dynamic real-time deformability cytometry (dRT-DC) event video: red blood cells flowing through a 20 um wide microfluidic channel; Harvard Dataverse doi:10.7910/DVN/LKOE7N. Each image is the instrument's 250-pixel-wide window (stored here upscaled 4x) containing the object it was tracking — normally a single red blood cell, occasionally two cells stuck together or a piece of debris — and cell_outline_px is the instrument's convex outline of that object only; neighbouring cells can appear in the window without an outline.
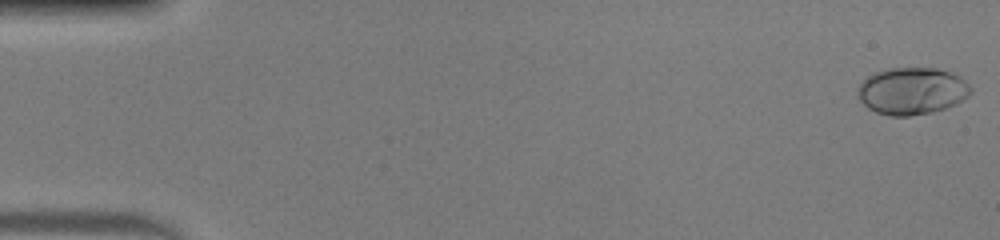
{"species": "human", "species_latin": "Homo sapiens", "temperature_condition": "warm", "stored_images_in_passage": 51, "camera_frame_rate_fps": 3000, "um_per_image_px": 0.085, "donor": {"sex": "male"}, "frame": {"image": 1, "passage_image": 1, "time_ms": 0.0, "image_size_px": [1000, 240], "cell_outline_px": [[972, 92], [964, 100], [956, 104], [932, 112], [908, 116], [888, 116], [876, 112], [868, 108], [856, 96], [856, 88], [872, 72], [888, 68], [936, 68], [952, 72], [960, 76], [972, 88]], "centroid_in_image_um": [77.5, 7.73], "position_along_channel_um": 7.5, "area_um2": 31.39}}
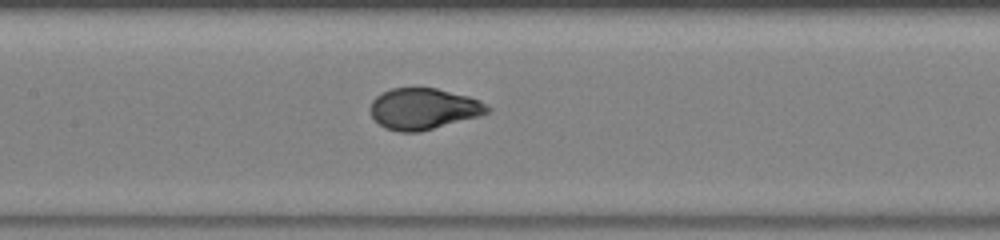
{"frame": {"image": 2, "passage_image": 25, "time_ms": 8.0, "image_size_px": [1000, 240], "cell_outline_px": [[492, 108], [488, 112], [480, 116], [420, 132], [400, 132], [384, 128], [372, 116], [372, 100], [376, 96], [392, 88], [436, 88], [468, 96], [480, 100]], "centroid_in_image_um": [36.03, 9.25], "position_along_channel_um": 171.4, "area_um2": 27.98}}
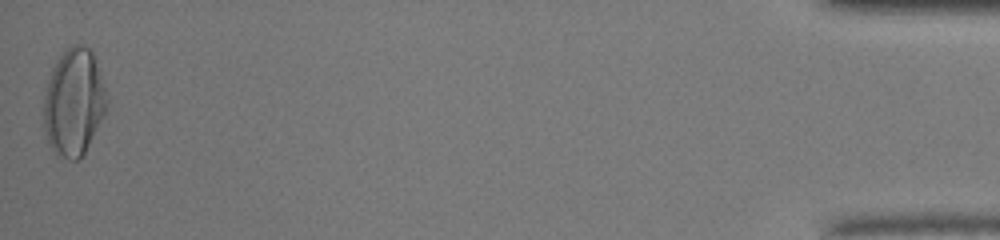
{"frame": {"image": 3, "passage_image": 51, "time_ms": 16.667, "image_size_px": [1000, 240], "cell_outline_px": [[108, 104], [80, 160], [68, 160], [56, 156], [48, 144], [44, 132], [44, 96], [48, 80], [52, 68], [56, 60], [72, 44], [84, 44], [92, 52], [108, 100]], "centroid_in_image_um": [6.23, 8.72], "position_along_channel_um": 429.0, "area_um2": 39.02}, "authors_computed_cell_mechanics": {"area_um2": 28.7844, "velocity_mm_per_s": 4.0602, "shape_relaxation_time_tau1_ms": 3.4108, "shape_relaxation_time_tau2_ms": null, "deformation_change_tau1": 0.2164, "deformation_change_tau2": null}}